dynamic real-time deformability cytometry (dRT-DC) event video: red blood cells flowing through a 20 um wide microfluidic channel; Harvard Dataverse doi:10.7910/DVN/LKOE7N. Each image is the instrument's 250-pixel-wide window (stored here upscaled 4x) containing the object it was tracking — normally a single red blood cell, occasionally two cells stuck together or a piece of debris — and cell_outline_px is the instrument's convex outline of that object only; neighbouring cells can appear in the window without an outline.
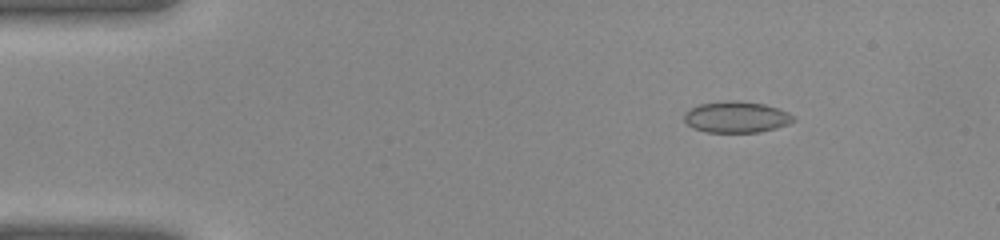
{"species": "common noctule bat (a hibernating species)", "species_latin": "Nyctalus noctula", "temperature_condition": "warm", "stored_images_in_passage": 40, "camera_frame_rate_fps": 3000, "um_per_image_px": 0.085, "animal": {"sex": "female", "body_mass_g": 22.0, "forearm_length_mm": 56.7}, "frame": {"image": 1, "passage_image": 6, "time_ms": 1.667, "image_size_px": [1000, 240], "cell_outline_px": [[796, 120], [788, 124], [776, 128], [760, 132], [704, 132], [692, 128], [684, 120], [684, 112], [688, 108], [700, 104], [728, 100], [740, 100], [764, 104], [788, 112], [796, 116]], "centroid_in_image_um": [62.58, 9.94], "position_along_channel_um": 22.4, "area_um2": 20.17}}
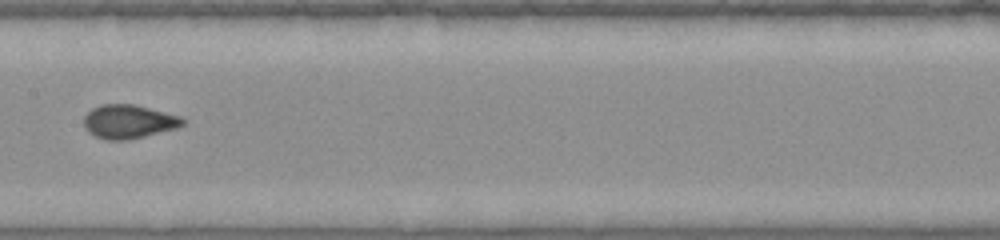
{"frame": {"image": 2, "passage_image": 21, "time_ms": 6.667, "image_size_px": [1000, 240], "cell_outline_px": [[184, 124], [176, 128], [144, 136], [124, 140], [108, 140], [96, 136], [88, 132], [84, 124], [84, 116], [92, 108], [104, 104], [132, 104], [180, 116], [184, 120]], "centroid_in_image_um": [10.91, 10.33], "position_along_channel_um": 196.5, "area_um2": 19.07}}
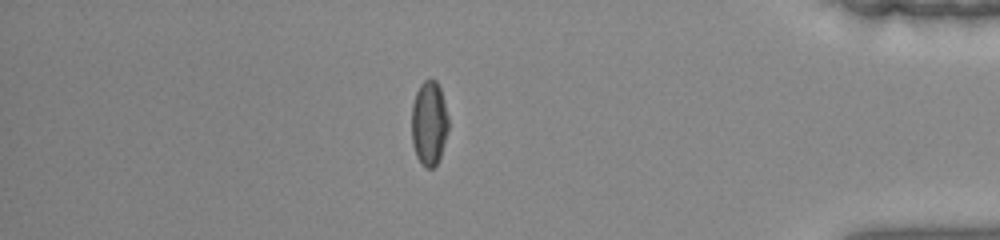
{"frame": {"image": 3, "passage_image": 35, "time_ms": 11.333, "image_size_px": [1000, 240], "cell_outline_px": [[448, 128], [440, 160], [432, 168], [424, 168], [416, 156], [412, 144], [412, 104], [416, 92], [420, 84], [424, 80], [436, 80], [440, 88], [448, 116]], "centroid_in_image_um": [36.47, 10.5], "position_along_channel_um": 398.7, "area_um2": 18.21}}